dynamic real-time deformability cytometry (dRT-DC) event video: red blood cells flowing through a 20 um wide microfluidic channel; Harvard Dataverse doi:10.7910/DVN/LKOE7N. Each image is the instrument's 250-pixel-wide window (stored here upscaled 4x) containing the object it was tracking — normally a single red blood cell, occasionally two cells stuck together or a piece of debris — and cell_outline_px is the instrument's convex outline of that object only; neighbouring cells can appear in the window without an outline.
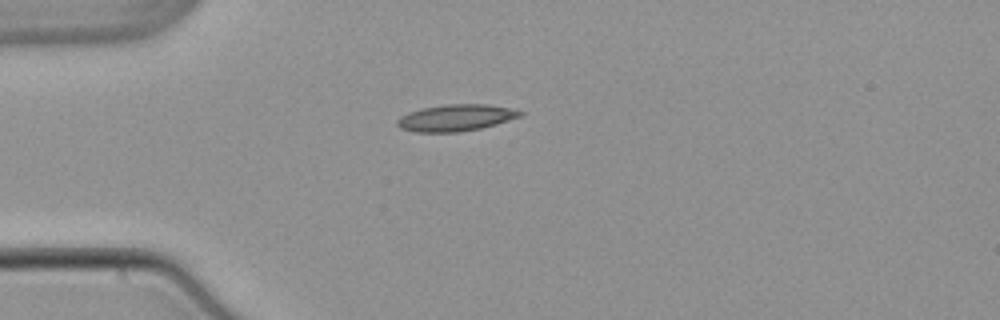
{"species": "common noctule bat (a hibernating species)", "species_latin": "Nyctalus noctula", "temperature_condition": "warm", "stored_images_in_passage": 40, "camera_frame_rate_fps": 3000, "um_per_image_px": 0.085, "animal": {"sex": "male", "body_mass_g": 21.5, "forearm_length_mm": 52.0}, "frame": {"image": 1, "passage_image": 1, "time_ms": 0.0, "image_size_px": [1000, 320], "cell_outline_px": [[524, 116], [496, 124], [480, 128], [460, 132], [416, 132], [400, 128], [396, 124], [396, 120], [400, 116], [408, 112], [424, 108], [448, 104], [488, 104], [516, 108], [524, 112]], "centroid_in_image_um": [38.81, 10.0], "position_along_channel_um": 46.2, "area_um2": 19.31}}
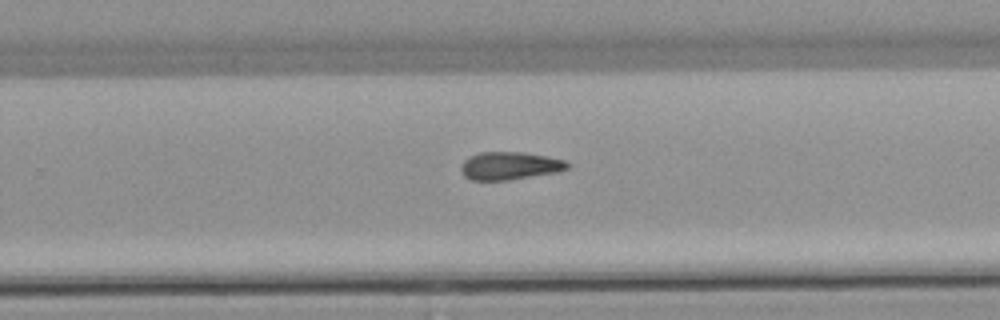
{"frame": {"image": 2, "passage_image": 21, "time_ms": 6.667, "image_size_px": [1000, 320], "cell_outline_px": [[572, 164], [568, 168], [552, 172], [508, 180], [472, 180], [464, 176], [460, 172], [460, 168], [464, 160], [468, 156], [480, 152], [524, 152], [548, 156], [568, 160]], "centroid_in_image_um": [43.31, 14.07], "position_along_channel_um": 286.5, "area_um2": 17.34}}
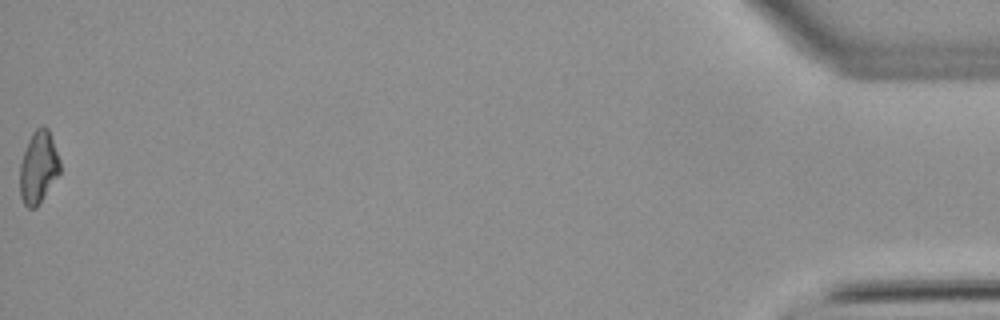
{"frame": {"image": 3, "passage_image": 40, "time_ms": 13.0, "image_size_px": [1000, 320], "cell_outline_px": [[60, 172], [36, 208], [28, 208], [24, 204], [20, 196], [20, 164], [28, 140], [32, 132], [40, 124], [44, 124], [48, 128], [60, 160]], "centroid_in_image_um": [3.26, 14.18], "position_along_channel_um": 431.9, "area_um2": 16.88}, "authors_computed_cell_mechanics": {"area_um2": 17.2533, "velocity_mm_per_s": 3.8864, "shape_relaxation_time_tau1_ms": null, "shape_relaxation_time_tau2_ms": 10.4064, "deformation_change_tau1": null, "deformation_change_tau2": 0.191}}